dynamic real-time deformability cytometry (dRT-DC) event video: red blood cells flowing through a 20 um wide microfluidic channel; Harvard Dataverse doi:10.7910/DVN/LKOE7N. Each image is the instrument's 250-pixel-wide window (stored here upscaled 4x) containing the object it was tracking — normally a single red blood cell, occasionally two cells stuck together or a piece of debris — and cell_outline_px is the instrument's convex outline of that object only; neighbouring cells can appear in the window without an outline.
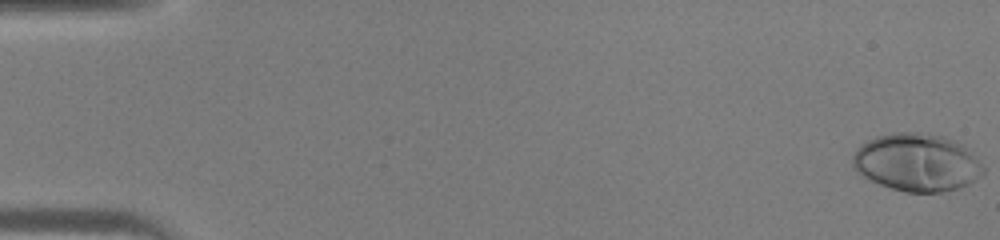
{"species": "human", "species_latin": "Homo sapiens", "temperature_condition": "warm", "stored_images_in_passage": 44, "camera_frame_rate_fps": 3000, "um_per_image_px": 0.085, "donor": {"sex": "male"}, "frame": {"image": 1, "passage_image": 1, "time_ms": 0.0, "image_size_px": [1000, 240], "cell_outline_px": [[984, 172], [980, 176], [968, 184], [960, 188], [944, 192], [904, 192], [880, 184], [860, 176], [852, 168], [852, 156], [856, 148], [860, 144], [876, 136], [892, 132], [912, 132], [944, 136], [960, 144], [972, 152], [984, 168]], "centroid_in_image_um": [77.88, 13.81], "position_along_channel_um": 7.1, "area_um2": 44.16}}
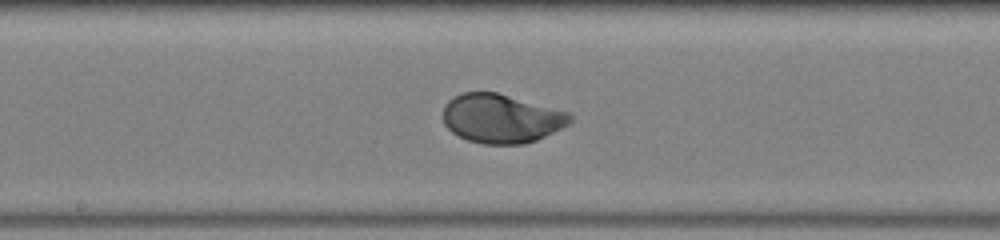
{"frame": {"image": 2, "passage_image": 25, "time_ms": 8.0, "image_size_px": [1000, 240], "cell_outline_px": [[572, 120], [568, 124], [536, 140], [524, 144], [484, 144], [468, 140], [452, 132], [444, 124], [444, 104], [448, 100], [464, 92], [496, 92], [572, 112]], "centroid_in_image_um": [42.63, 10.06], "position_along_channel_um": 205.6, "area_um2": 36.18}}
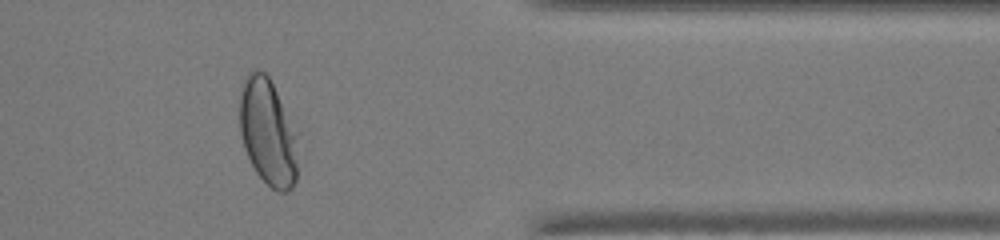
{"frame": {"image": 3, "passage_image": 38, "time_ms": 12.333, "image_size_px": [1000, 240], "cell_outline_px": [[296, 180], [292, 188], [288, 192], [280, 192], [272, 188], [256, 172], [244, 148], [240, 132], [240, 92], [244, 80], [248, 72], [252, 68], [256, 68], [264, 72], [268, 76], [296, 132]], "centroid_in_image_um": [22.74, 11.23], "position_along_channel_um": 388.7, "area_um2": 35.72}}